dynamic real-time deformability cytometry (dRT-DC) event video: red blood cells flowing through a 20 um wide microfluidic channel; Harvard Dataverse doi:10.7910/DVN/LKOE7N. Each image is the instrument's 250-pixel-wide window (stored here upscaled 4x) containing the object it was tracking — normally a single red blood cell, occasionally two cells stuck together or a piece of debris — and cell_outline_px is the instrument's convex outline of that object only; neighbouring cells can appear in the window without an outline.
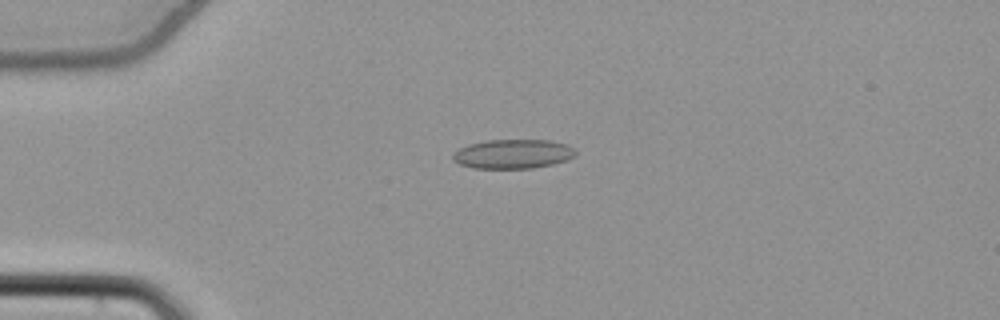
{"species": "common noctule bat (a hibernating species)", "species_latin": "Nyctalus noctula", "temperature_condition": "cold", "stored_images_in_passage": 54, "camera_frame_rate_fps": 3000, "um_per_image_px": 0.085, "animal": {"sex": "female", "body_mass_g": 22.7, "forearm_length_mm": 54.2}, "frame": {"image": 1, "passage_image": 14, "time_ms": 4.333, "image_size_px": [1000, 320], "cell_outline_px": [[576, 156], [568, 160], [552, 164], [532, 168], [472, 168], [460, 164], [452, 160], [452, 156], [460, 148], [468, 144], [488, 140], [548, 140], [568, 144], [576, 152]], "centroid_in_image_um": [43.62, 13.08], "position_along_channel_um": 41.4, "area_um2": 20.92}}
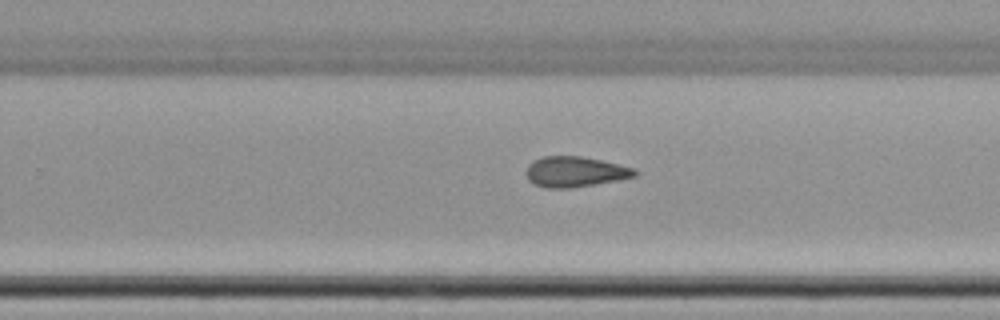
{"frame": {"image": 2, "passage_image": 35, "time_ms": 11.333, "image_size_px": [1000, 320], "cell_outline_px": [[640, 172], [636, 176], [596, 184], [572, 188], [544, 188], [532, 184], [528, 180], [528, 164], [532, 160], [544, 156], [580, 156], [600, 160], [636, 168]], "centroid_in_image_um": [48.89, 14.6], "position_along_channel_um": 280.9, "area_um2": 19.36}}
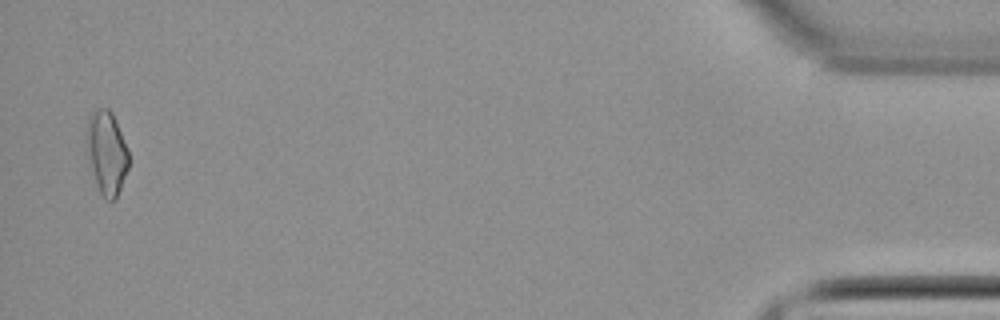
{"frame": {"image": 3, "passage_image": 53, "time_ms": 17.333, "image_size_px": [1000, 320], "cell_outline_px": [[128, 168], [116, 200], [104, 200], [100, 192], [92, 172], [88, 148], [88, 120], [92, 112], [96, 108], [108, 108], [112, 112], [128, 148]], "centroid_in_image_um": [9.1, 12.99], "position_along_channel_um": 426.1, "area_um2": 20.0}, "authors_computed_cell_mechanics": {"area_um2": 19.7387, "velocity_mm_per_s": 3.8668, "shape_relaxation_time_tau1_ms": null, "shape_relaxation_time_tau2_ms": 7.7692, "deformation_change_tau1": null, "deformation_change_tau2": 0.1693}}